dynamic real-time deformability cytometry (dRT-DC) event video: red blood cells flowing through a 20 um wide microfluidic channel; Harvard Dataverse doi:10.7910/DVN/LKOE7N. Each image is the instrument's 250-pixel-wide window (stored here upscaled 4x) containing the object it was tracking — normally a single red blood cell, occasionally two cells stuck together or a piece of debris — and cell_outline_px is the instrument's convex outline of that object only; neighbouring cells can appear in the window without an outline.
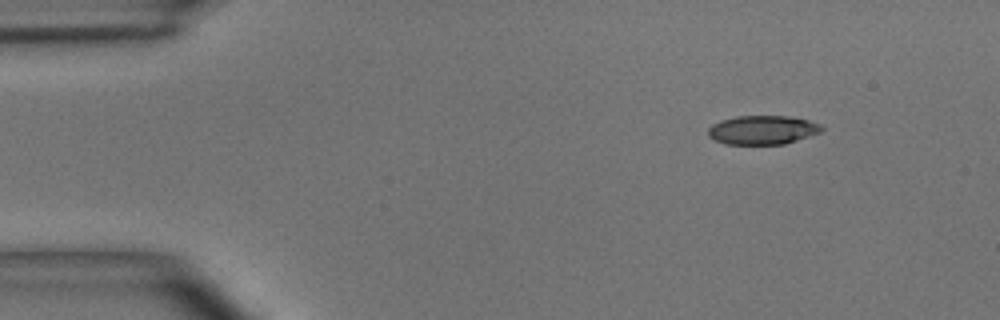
{"species": "common noctule bat (a hibernating species)", "species_latin": "Nyctalus noctula", "temperature_condition": "room temperature", "stored_images_in_passage": 3, "camera_frame_rate_fps": 3000, "um_per_image_px": 0.085, "animal": {"sex": "male", "body_mass_g": 15.6}, "frame": {"image": 1, "passage_image": 1, "time_ms": 0.0, "image_size_px": [1000, 320], "cell_outline_px": [[824, 128], [820, 132], [784, 144], [724, 144], [708, 136], [708, 128], [712, 124], [720, 120], [736, 116], [788, 116], [808, 120], [820, 124]], "centroid_in_image_um": [64.79, 11.04], "position_along_channel_um": 20.2, "area_um2": 19.07}}